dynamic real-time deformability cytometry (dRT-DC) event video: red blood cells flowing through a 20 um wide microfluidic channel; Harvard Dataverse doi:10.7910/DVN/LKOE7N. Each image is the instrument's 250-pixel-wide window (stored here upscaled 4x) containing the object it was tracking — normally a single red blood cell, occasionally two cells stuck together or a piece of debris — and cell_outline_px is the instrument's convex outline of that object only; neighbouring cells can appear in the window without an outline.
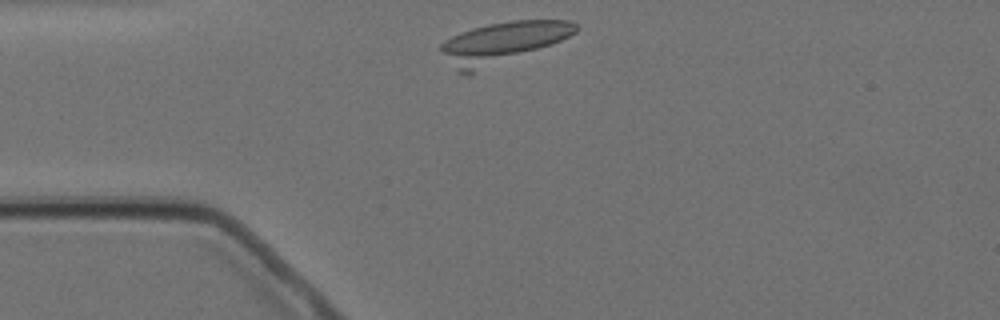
{"species": "Egyptian fruit bat (a non-hibernating species)", "species_latin": "Rousettus aegyptiacus", "temperature_condition": "cold", "stored_images_in_passage": 3, "camera_frame_rate_fps": 3000, "um_per_image_px": 0.085, "animal": {"sex": "female"}, "frame": {"image": 1, "passage_image": 1, "time_ms": 0.0, "image_size_px": [1000, 320], "cell_outline_px": [[580, 28], [576, 32], [552, 44], [464, 76], [456, 72], [440, 48], [440, 44], [444, 40], [460, 32], [472, 28], [488, 24], [512, 20], [568, 20], [576, 24]], "centroid_in_image_um": [42.66, 3.61], "position_along_channel_um": 42.3, "area_um2": 31.91}}